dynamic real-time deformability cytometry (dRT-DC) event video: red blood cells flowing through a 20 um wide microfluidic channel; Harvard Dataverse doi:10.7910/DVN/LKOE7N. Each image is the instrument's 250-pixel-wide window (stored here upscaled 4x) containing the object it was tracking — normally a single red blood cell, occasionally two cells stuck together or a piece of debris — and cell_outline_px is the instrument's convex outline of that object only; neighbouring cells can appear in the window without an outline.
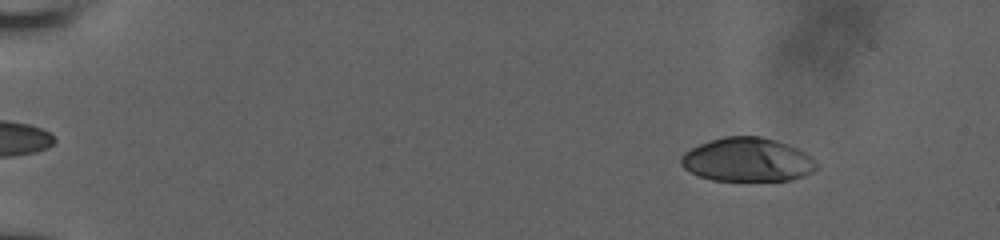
{"species": "human", "species_latin": "Homo sapiens", "temperature_condition": "room temperature", "stored_images_in_passage": 55, "camera_frame_rate_fps": 3000, "um_per_image_px": 0.085, "donor": {"sex": "male"}, "frame": {"image": 1, "passage_image": 6, "time_ms": 1.667, "image_size_px": [1000, 240], "cell_outline_px": [[816, 168], [812, 172], [804, 176], [788, 180], [712, 180], [700, 176], [684, 168], [680, 164], [680, 156], [684, 152], [700, 144], [724, 136], [760, 136], [776, 140], [788, 144], [812, 156], [816, 164]], "centroid_in_image_um": [63.52, 13.57], "position_along_channel_um": 21.5, "area_um2": 34.39}}
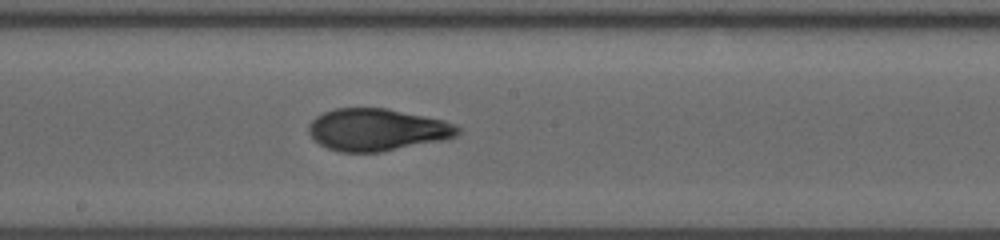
{"frame": {"image": 2, "passage_image": 32, "time_ms": 10.333, "image_size_px": [1000, 240], "cell_outline_px": [[460, 132], [456, 136], [444, 140], [380, 152], [340, 152], [328, 148], [320, 144], [308, 132], [308, 124], [316, 116], [324, 112], [336, 108], [388, 108], [444, 120], [456, 124], [460, 128]], "centroid_in_image_um": [32.07, 11.02], "position_along_channel_um": 216.1, "area_um2": 36.7}}
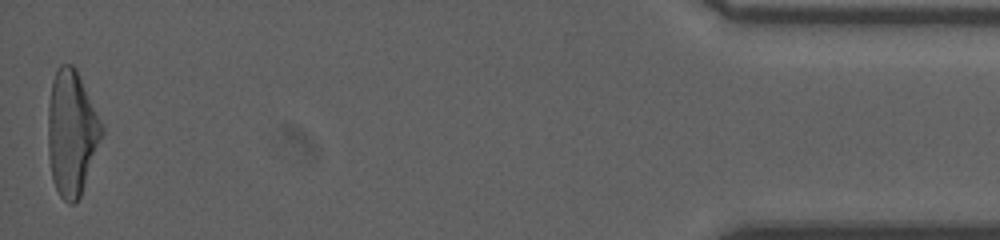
{"frame": {"image": 3, "passage_image": 55, "time_ms": 18.0, "image_size_px": [1000, 240], "cell_outline_px": [[104, 132], [80, 196], [72, 204], [68, 204], [60, 196], [52, 180], [48, 156], [48, 104], [52, 80], [60, 64], [72, 64], [76, 68], [104, 128]], "centroid_in_image_um": [6.07, 11.29], "position_along_channel_um": 429.1, "area_um2": 39.07}, "authors_computed_cell_mechanics": {"area_um2": 36.4718, "velocity_mm_per_s": 3.8276, "shape_relaxation_time_tau1_ms": 6.8661, "shape_relaxation_time_tau2_ms": 1.7392, "deformation_change_tau1": 0.2206, "deformation_change_tau2": 0.0761}}